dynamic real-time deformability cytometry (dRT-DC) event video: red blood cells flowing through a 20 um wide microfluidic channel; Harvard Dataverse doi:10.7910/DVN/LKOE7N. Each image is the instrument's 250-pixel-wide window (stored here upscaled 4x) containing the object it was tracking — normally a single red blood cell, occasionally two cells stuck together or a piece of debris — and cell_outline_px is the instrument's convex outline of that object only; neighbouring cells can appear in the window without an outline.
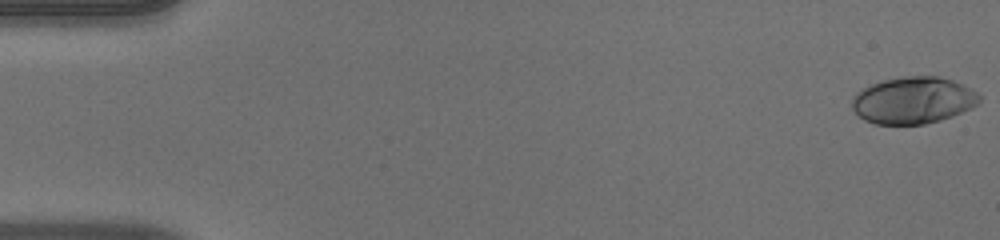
{"species": "human", "species_latin": "Homo sapiens", "temperature_condition": "warm", "stored_images_in_passage": 51, "camera_frame_rate_fps": 3000, "um_per_image_px": 0.085, "donor": {"sex": "male"}, "frame": {"image": 1, "passage_image": 1, "time_ms": 0.0, "image_size_px": [1000, 240], "cell_outline_px": [[980, 100], [972, 108], [952, 116], [940, 120], [924, 124], [876, 124], [864, 120], [852, 108], [852, 96], [856, 92], [880, 80], [900, 76], [936, 76], [952, 80], [976, 92], [980, 96]], "centroid_in_image_um": [77.59, 8.52], "position_along_channel_um": 7.4, "area_um2": 34.68}}
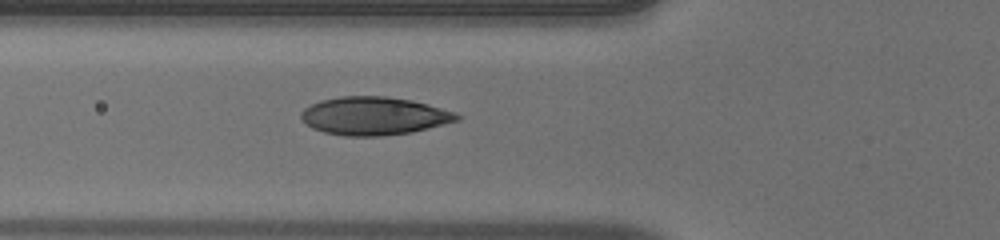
{"frame": {"image": 2, "passage_image": 19, "time_ms": 6.0, "image_size_px": [1000, 240], "cell_outline_px": [[460, 120], [412, 132], [380, 136], [344, 136], [324, 132], [312, 128], [300, 116], [300, 112], [304, 108], [320, 100], [340, 96], [388, 96], [412, 100], [428, 104], [456, 112], [460, 116]], "centroid_in_image_um": [31.8, 9.85], "position_along_channel_um": 94.0, "area_um2": 34.68}}
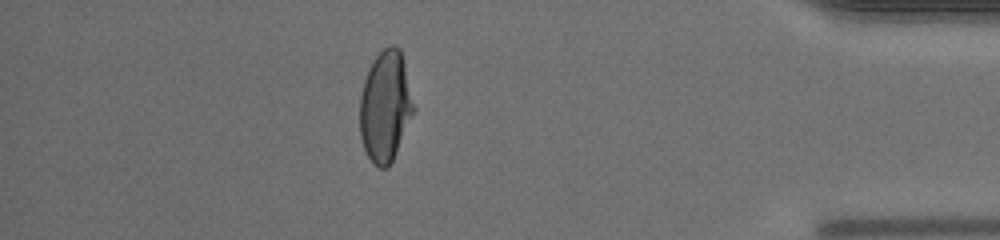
{"frame": {"image": 3, "passage_image": 45, "time_ms": 14.667, "image_size_px": [1000, 240], "cell_outline_px": [[416, 108], [392, 160], [384, 168], [380, 168], [372, 164], [364, 148], [360, 136], [360, 96], [364, 80], [368, 68], [376, 56], [384, 48], [392, 44], [396, 44], [400, 48]], "centroid_in_image_um": [32.76, 9.01], "position_along_channel_um": 402.4, "area_um2": 34.74}, "authors_computed_cell_mechanics": {"area_um2": 34.1598, "velocity_mm_per_s": 4.0253, "shape_relaxation_time_tau1_ms": 6.6423, "shape_relaxation_time_tau2_ms": null, "deformation_change_tau1": 0.2531, "deformation_change_tau2": null}}